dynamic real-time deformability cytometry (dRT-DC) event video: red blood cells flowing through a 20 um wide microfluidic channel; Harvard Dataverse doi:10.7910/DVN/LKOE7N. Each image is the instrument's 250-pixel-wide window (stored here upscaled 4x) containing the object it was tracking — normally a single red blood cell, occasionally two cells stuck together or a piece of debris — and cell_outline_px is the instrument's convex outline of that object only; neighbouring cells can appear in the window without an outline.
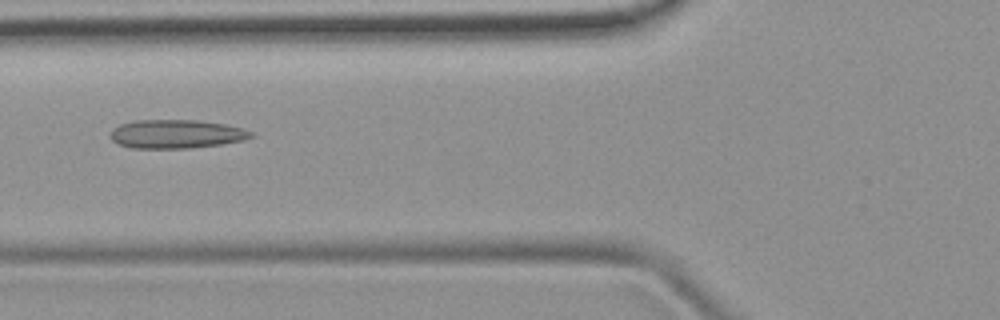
{"species": "common noctule bat (a hibernating species)", "species_latin": "Nyctalus noctula", "temperature_condition": "room temperature", "stored_images_in_passage": 5, "camera_frame_rate_fps": 3000, "um_per_image_px": 0.085, "animal": {"sex": "female", "body_mass_g": 19.9}, "frame": {"image": 1, "passage_image": 4, "time_ms": 4.333, "image_size_px": [1000, 320], "cell_outline_px": [[256, 136], [244, 140], [224, 144], [192, 148], [132, 148], [120, 144], [112, 140], [112, 128], [120, 124], [136, 120], [196, 120], [224, 124], [244, 128], [252, 132]], "centroid_in_image_um": [15.04, 11.39], "position_along_channel_um": 110.8, "area_um2": 23.58}}
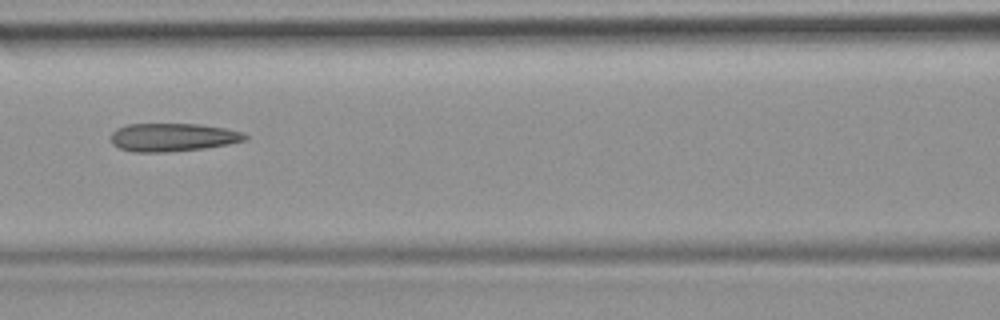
{"frame": {"image": 2, "passage_image": 5, "time_ms": 5.333, "image_size_px": [1000, 320], "cell_outline_px": [[248, 140], [228, 144], [204, 148], [168, 152], [132, 152], [120, 148], [112, 144], [112, 132], [116, 128], [128, 124], [200, 124], [224, 128], [244, 132], [248, 136]], "centroid_in_image_um": [14.7, 11.67], "position_along_channel_um": 151.9, "area_um2": 22.14}}